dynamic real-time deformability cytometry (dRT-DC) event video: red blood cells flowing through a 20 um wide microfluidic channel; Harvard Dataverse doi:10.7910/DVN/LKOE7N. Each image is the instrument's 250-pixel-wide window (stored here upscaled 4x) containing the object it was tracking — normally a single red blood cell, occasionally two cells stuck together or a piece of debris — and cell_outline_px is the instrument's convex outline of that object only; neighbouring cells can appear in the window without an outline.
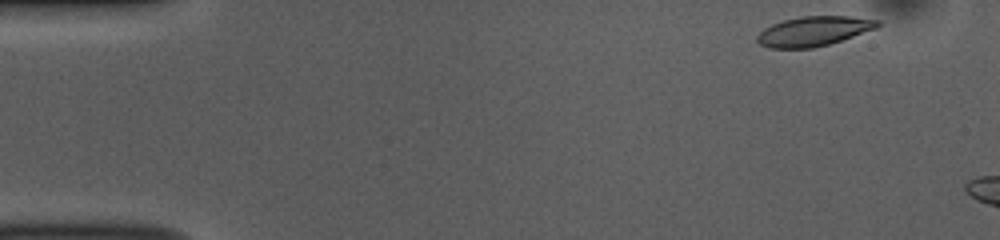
{"species": "common noctule bat (a hibernating species)", "species_latin": "Nyctalus noctula", "temperature_condition": "room temperature", "stored_images_in_passage": 44, "camera_frame_rate_fps": 3000, "um_per_image_px": 0.085, "animal": {"sex": "female", "body_mass_g": 10.0, "forearm_length_mm": 53.1}, "frame": {"image": 1, "passage_image": 1, "time_ms": 0.0, "image_size_px": [1000, 240], "cell_outline_px": [[880, 24], [876, 28], [828, 44], [812, 48], [768, 48], [760, 44], [756, 40], [756, 36], [764, 28], [772, 24], [784, 20], [800, 16], [852, 16], [880, 20]], "centroid_in_image_um": [69.13, 2.64], "position_along_channel_um": 15.9, "area_um2": 20.69}}
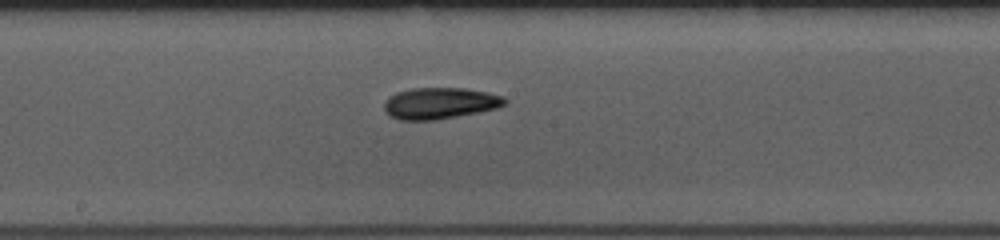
{"frame": {"image": 2, "passage_image": 24, "time_ms": 7.667, "image_size_px": [1000, 240], "cell_outline_px": [[508, 100], [504, 104], [496, 108], [480, 112], [436, 120], [400, 120], [388, 116], [384, 112], [384, 104], [388, 96], [396, 92], [412, 88], [464, 88], [488, 92], [504, 96]], "centroid_in_image_um": [37.36, 8.78], "position_along_channel_um": 210.8, "area_um2": 22.31}}
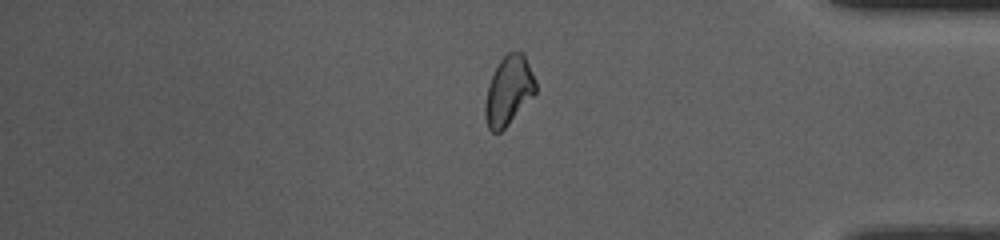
{"frame": {"image": 3, "passage_image": 40, "time_ms": 13.0, "image_size_px": [1000, 240], "cell_outline_px": [[536, 92], [508, 124], [500, 132], [492, 132], [488, 128], [484, 116], [484, 104], [488, 84], [500, 60], [508, 52], [524, 52], [536, 80]], "centroid_in_image_um": [43.22, 7.7], "position_along_channel_um": 392.0, "area_um2": 20.23}}